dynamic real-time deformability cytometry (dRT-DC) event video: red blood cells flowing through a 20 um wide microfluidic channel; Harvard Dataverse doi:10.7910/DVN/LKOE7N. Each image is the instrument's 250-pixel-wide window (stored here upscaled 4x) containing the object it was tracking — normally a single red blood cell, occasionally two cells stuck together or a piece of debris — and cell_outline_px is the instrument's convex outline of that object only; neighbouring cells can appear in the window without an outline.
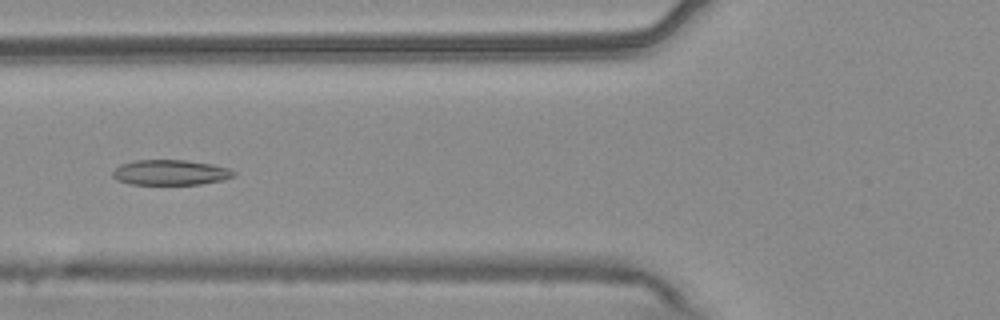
{"species": "common noctule bat (a hibernating species)", "species_latin": "Nyctalus noctula", "temperature_condition": "warm", "stored_images_in_passage": 53, "camera_frame_rate_fps": 3000, "um_per_image_px": 0.085, "animal": {"sex": "male", "body_mass_g": 20.4}, "frame": {"image": 1, "passage_image": 20, "time_ms": 6.333, "image_size_px": [1000, 320], "cell_outline_px": [[236, 176], [224, 180], [200, 184], [128, 184], [116, 180], [112, 176], [112, 172], [120, 164], [136, 160], [184, 160], [212, 164], [228, 168], [236, 172]], "centroid_in_image_um": [14.49, 14.66], "position_along_channel_um": 111.3, "area_um2": 17.92}}
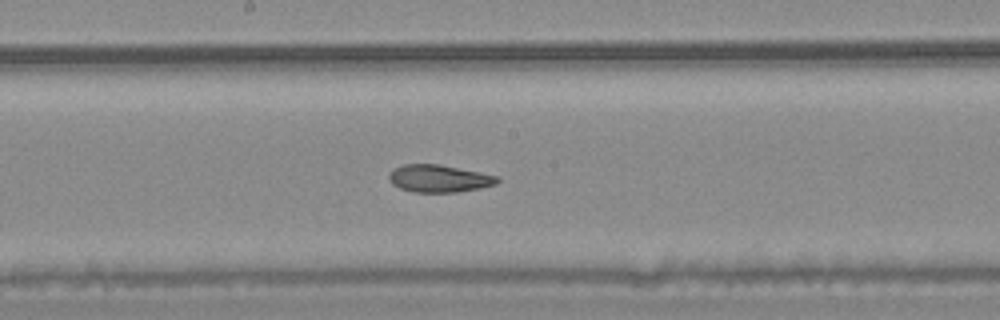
{"frame": {"image": 2, "passage_image": 28, "time_ms": 9.0, "image_size_px": [1000, 320], "cell_outline_px": [[500, 180], [496, 184], [480, 188], [456, 192], [412, 192], [400, 188], [392, 184], [388, 180], [388, 176], [392, 168], [404, 164], [436, 164], [480, 172], [500, 176]], "centroid_in_image_um": [37.3, 15.17], "position_along_channel_um": 210.9, "area_um2": 17.4}}
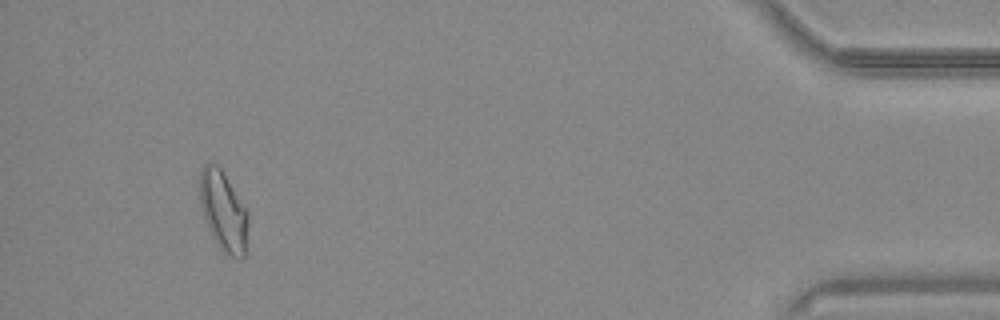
{"frame": {"image": 3, "passage_image": 50, "time_ms": 16.333, "image_size_px": [1000, 320], "cell_outline_px": [[248, 220], [244, 256], [240, 260], [224, 252], [216, 244], [208, 228], [200, 204], [200, 168], [204, 164], [216, 164], [220, 168], [248, 212]], "centroid_in_image_um": [18.97, 17.96], "position_along_channel_um": 416.2, "area_um2": 22.14}, "authors_computed_cell_mechanics": {"area_um2": 19.0162, "velocity_mm_per_s": 3.7218, "shape_relaxation_time_tau1_ms": 7.264, "shape_relaxation_time_tau2_ms": 2.0847, "deformation_change_tau1": 0.1811, "deformation_change_tau2": 0.0865}}